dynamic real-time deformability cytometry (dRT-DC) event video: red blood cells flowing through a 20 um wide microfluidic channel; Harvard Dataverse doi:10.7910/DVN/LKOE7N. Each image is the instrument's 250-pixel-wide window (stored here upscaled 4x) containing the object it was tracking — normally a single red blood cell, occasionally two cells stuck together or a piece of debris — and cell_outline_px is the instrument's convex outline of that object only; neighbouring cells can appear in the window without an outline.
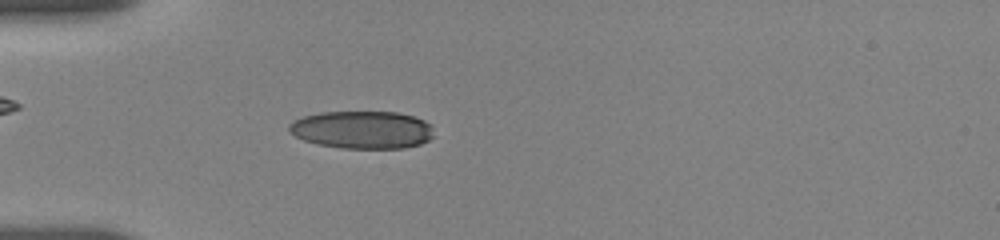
{"species": "human", "species_latin": "Homo sapiens", "temperature_condition": "room temperature", "stored_images_in_passage": 19, "camera_frame_rate_fps": 3000, "um_per_image_px": 0.085, "donor": {"sex": "female"}, "frame": {"image": 1, "passage_image": 11, "time_ms": 4.667, "image_size_px": [1000, 240], "cell_outline_px": [[436, 136], [420, 144], [404, 148], [340, 148], [316, 144], [304, 140], [288, 132], [288, 124], [304, 116], [320, 112], [396, 112], [412, 116], [424, 120], [432, 124]], "centroid_in_image_um": [30.82, 11.03], "position_along_channel_um": 54.2, "area_um2": 32.08}}
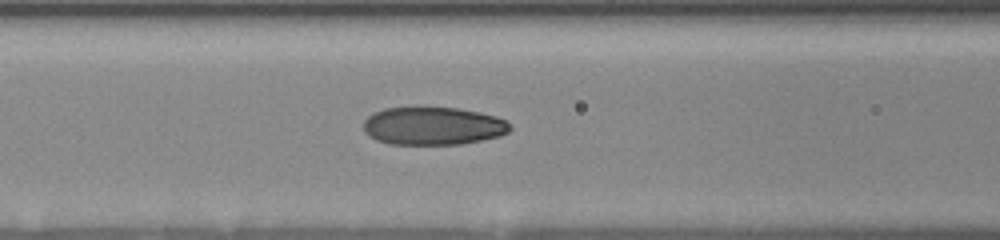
{"frame": {"image": 2, "passage_image": 17, "time_ms": 7.0, "image_size_px": [1000, 240], "cell_outline_px": [[512, 128], [508, 132], [500, 136], [460, 144], [388, 144], [376, 140], [368, 136], [364, 132], [364, 120], [372, 112], [384, 108], [456, 108], [480, 112], [496, 116], [512, 124]], "centroid_in_image_um": [36.8, 10.71], "position_along_channel_um": 129.8, "area_um2": 32.48}}
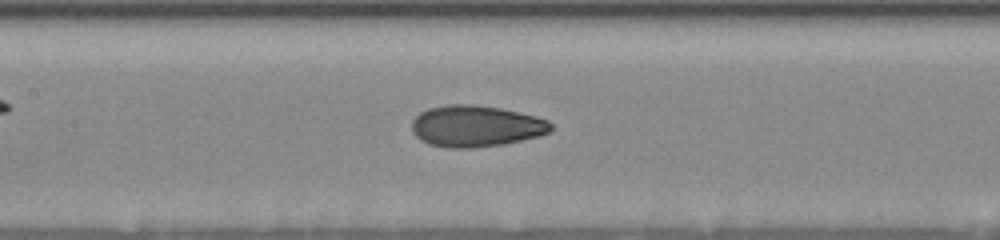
{"frame": {"image": 3, "passage_image": 19, "time_ms": 8.0, "image_size_px": [1000, 240], "cell_outline_px": [[552, 132], [540, 136], [504, 144], [472, 148], [448, 148], [428, 144], [420, 140], [412, 132], [412, 120], [420, 112], [428, 108], [448, 104], [468, 104], [500, 108], [536, 116], [548, 120], [552, 124]], "centroid_in_image_um": [40.45, 10.73], "position_along_channel_um": 166.9, "area_um2": 33.81}}